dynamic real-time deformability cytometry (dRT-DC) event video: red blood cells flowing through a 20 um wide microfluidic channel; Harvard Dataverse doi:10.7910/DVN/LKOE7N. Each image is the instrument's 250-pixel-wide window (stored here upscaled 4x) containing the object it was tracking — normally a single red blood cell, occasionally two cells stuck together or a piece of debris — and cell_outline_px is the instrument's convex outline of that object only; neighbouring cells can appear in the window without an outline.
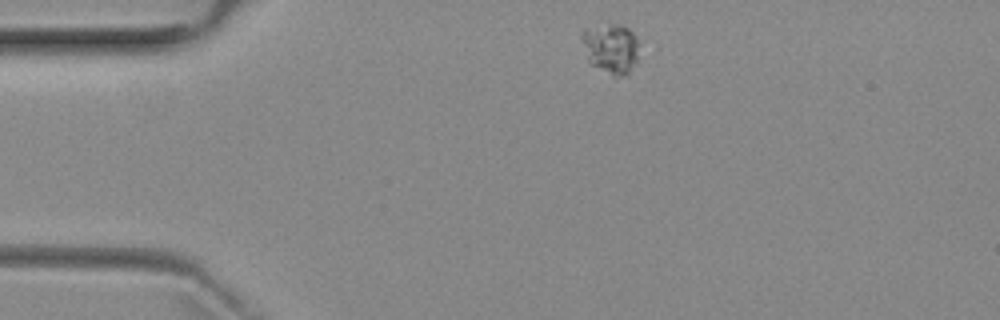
{"species": "common noctule bat (a hibernating species)", "species_latin": "Nyctalus noctula", "temperature_condition": "room temperature", "stored_images_in_passage": 3, "camera_frame_rate_fps": 3000, "um_per_image_px": 0.085, "animal": {"sex": "female", "body_mass_g": 29.2, "forearm_length_mm": 56.3}, "frame": {"image": 1, "passage_image": 1, "time_ms": 0.0, "image_size_px": [1000, 320], "cell_outline_px": [[636, 64], [628, 76], [612, 76], [592, 64], [588, 60], [580, 40], [580, 32], [584, 28], [612, 24], [620, 24], [628, 28], [636, 36]], "centroid_in_image_um": [51.89, 4.12], "position_along_channel_um": 33.1, "area_um2": 16.76}}
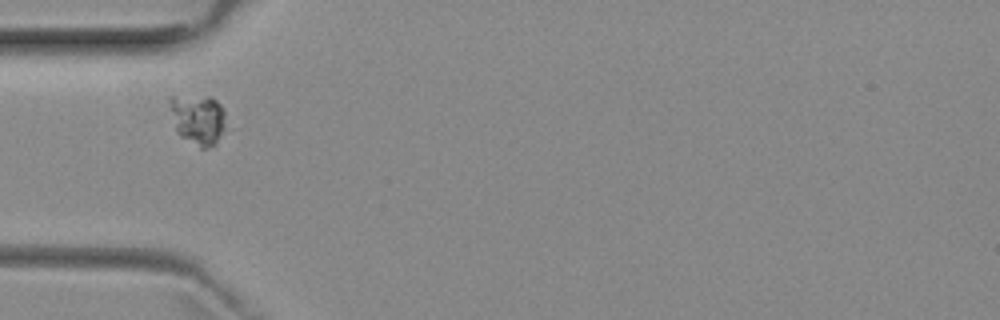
{"frame": {"image": 2, "passage_image": 3, "time_ms": 2.333, "image_size_px": [1000, 320], "cell_outline_px": [[232, 128], [216, 144], [204, 148], [200, 148], [180, 136], [176, 132], [168, 100], [172, 96], [208, 96], [216, 100], [224, 108]], "centroid_in_image_um": [16.95, 10.17], "position_along_channel_um": 68.0, "area_um2": 17.46}}